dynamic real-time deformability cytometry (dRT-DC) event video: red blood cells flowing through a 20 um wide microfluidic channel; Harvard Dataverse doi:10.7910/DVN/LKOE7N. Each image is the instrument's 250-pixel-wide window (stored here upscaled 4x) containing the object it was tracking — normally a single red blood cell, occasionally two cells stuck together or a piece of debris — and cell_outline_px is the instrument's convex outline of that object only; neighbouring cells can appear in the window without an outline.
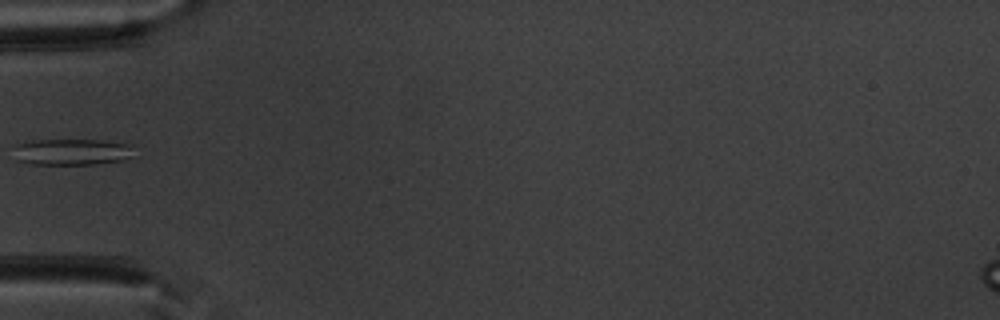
{"species": "common noctule bat (a hibernating species)", "species_latin": "Nyctalus noctula", "temperature_condition": "warm", "stored_images_in_passage": 11, "camera_frame_rate_fps": 3000, "um_per_image_px": 0.085, "animal": {"sex": "male", "body_mass_g": 20.1, "forearm_length_mm": 53.5}, "frame": {"image": 1, "passage_image": 1, "time_ms": 0.0, "image_size_px": [1000, 320], "cell_outline_px": [[132, 156], [124, 160], [92, 164], [32, 164], [16, 160], [12, 144], [24, 140], [100, 140], [132, 144]], "centroid_in_image_um": [6.03, 12.9], "position_along_channel_um": 79.0, "area_um2": 18.79}}